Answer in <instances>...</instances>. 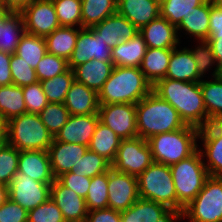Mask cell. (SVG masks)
I'll return each mask as SVG.
<instances>
[{
	"label": "cell",
	"instance_id": "f907efd6",
	"mask_svg": "<svg viewBox=\"0 0 222 222\" xmlns=\"http://www.w3.org/2000/svg\"><path fill=\"white\" fill-rule=\"evenodd\" d=\"M57 180L66 188L72 189L80 197L86 198L91 178L76 175L73 171L62 174Z\"/></svg>",
	"mask_w": 222,
	"mask_h": 222
},
{
	"label": "cell",
	"instance_id": "277c9868",
	"mask_svg": "<svg viewBox=\"0 0 222 222\" xmlns=\"http://www.w3.org/2000/svg\"><path fill=\"white\" fill-rule=\"evenodd\" d=\"M201 151L197 149L189 157L170 165L177 194V216L202 190L209 173L204 165Z\"/></svg>",
	"mask_w": 222,
	"mask_h": 222
},
{
	"label": "cell",
	"instance_id": "9a60e30c",
	"mask_svg": "<svg viewBox=\"0 0 222 222\" xmlns=\"http://www.w3.org/2000/svg\"><path fill=\"white\" fill-rule=\"evenodd\" d=\"M50 198L59 207L66 222H85L88 214L85 199L57 179L50 186Z\"/></svg>",
	"mask_w": 222,
	"mask_h": 222
},
{
	"label": "cell",
	"instance_id": "44dd1931",
	"mask_svg": "<svg viewBox=\"0 0 222 222\" xmlns=\"http://www.w3.org/2000/svg\"><path fill=\"white\" fill-rule=\"evenodd\" d=\"M117 13L140 30L160 16V0H117Z\"/></svg>",
	"mask_w": 222,
	"mask_h": 222
},
{
	"label": "cell",
	"instance_id": "60d3db41",
	"mask_svg": "<svg viewBox=\"0 0 222 222\" xmlns=\"http://www.w3.org/2000/svg\"><path fill=\"white\" fill-rule=\"evenodd\" d=\"M213 80L200 81L204 106L207 114H222V78L215 76Z\"/></svg>",
	"mask_w": 222,
	"mask_h": 222
},
{
	"label": "cell",
	"instance_id": "83f0119b",
	"mask_svg": "<svg viewBox=\"0 0 222 222\" xmlns=\"http://www.w3.org/2000/svg\"><path fill=\"white\" fill-rule=\"evenodd\" d=\"M171 53L172 49L147 47L139 68L152 86L166 77Z\"/></svg>",
	"mask_w": 222,
	"mask_h": 222
},
{
	"label": "cell",
	"instance_id": "7a4b0ae2",
	"mask_svg": "<svg viewBox=\"0 0 222 222\" xmlns=\"http://www.w3.org/2000/svg\"><path fill=\"white\" fill-rule=\"evenodd\" d=\"M152 87L139 67L114 66L98 93L99 105L137 104L152 91Z\"/></svg>",
	"mask_w": 222,
	"mask_h": 222
},
{
	"label": "cell",
	"instance_id": "2e32d148",
	"mask_svg": "<svg viewBox=\"0 0 222 222\" xmlns=\"http://www.w3.org/2000/svg\"><path fill=\"white\" fill-rule=\"evenodd\" d=\"M99 121L98 114L70 115L54 140L88 147Z\"/></svg>",
	"mask_w": 222,
	"mask_h": 222
},
{
	"label": "cell",
	"instance_id": "d6a6232c",
	"mask_svg": "<svg viewBox=\"0 0 222 222\" xmlns=\"http://www.w3.org/2000/svg\"><path fill=\"white\" fill-rule=\"evenodd\" d=\"M27 113L22 87L14 84L0 86V116L7 122Z\"/></svg>",
	"mask_w": 222,
	"mask_h": 222
},
{
	"label": "cell",
	"instance_id": "ba28073f",
	"mask_svg": "<svg viewBox=\"0 0 222 222\" xmlns=\"http://www.w3.org/2000/svg\"><path fill=\"white\" fill-rule=\"evenodd\" d=\"M189 222H222V177L206 180L197 196L184 208L179 220Z\"/></svg>",
	"mask_w": 222,
	"mask_h": 222
},
{
	"label": "cell",
	"instance_id": "f35d334b",
	"mask_svg": "<svg viewBox=\"0 0 222 222\" xmlns=\"http://www.w3.org/2000/svg\"><path fill=\"white\" fill-rule=\"evenodd\" d=\"M60 26L82 28V0H52Z\"/></svg>",
	"mask_w": 222,
	"mask_h": 222
},
{
	"label": "cell",
	"instance_id": "94428289",
	"mask_svg": "<svg viewBox=\"0 0 222 222\" xmlns=\"http://www.w3.org/2000/svg\"><path fill=\"white\" fill-rule=\"evenodd\" d=\"M212 6L222 7V0H209Z\"/></svg>",
	"mask_w": 222,
	"mask_h": 222
},
{
	"label": "cell",
	"instance_id": "5bb4252c",
	"mask_svg": "<svg viewBox=\"0 0 222 222\" xmlns=\"http://www.w3.org/2000/svg\"><path fill=\"white\" fill-rule=\"evenodd\" d=\"M110 46L92 28H79L76 45L70 59L69 68L74 69L89 60L112 62Z\"/></svg>",
	"mask_w": 222,
	"mask_h": 222
},
{
	"label": "cell",
	"instance_id": "7c38bea8",
	"mask_svg": "<svg viewBox=\"0 0 222 222\" xmlns=\"http://www.w3.org/2000/svg\"><path fill=\"white\" fill-rule=\"evenodd\" d=\"M20 13L28 34L45 38L60 27L52 0H34Z\"/></svg>",
	"mask_w": 222,
	"mask_h": 222
},
{
	"label": "cell",
	"instance_id": "ee69618b",
	"mask_svg": "<svg viewBox=\"0 0 222 222\" xmlns=\"http://www.w3.org/2000/svg\"><path fill=\"white\" fill-rule=\"evenodd\" d=\"M10 70L12 74V84L24 87L38 81L35 69L31 68L23 58L15 53L11 54Z\"/></svg>",
	"mask_w": 222,
	"mask_h": 222
},
{
	"label": "cell",
	"instance_id": "cb8c5ba5",
	"mask_svg": "<svg viewBox=\"0 0 222 222\" xmlns=\"http://www.w3.org/2000/svg\"><path fill=\"white\" fill-rule=\"evenodd\" d=\"M64 105L70 115L98 114V93L74 80L66 94Z\"/></svg>",
	"mask_w": 222,
	"mask_h": 222
},
{
	"label": "cell",
	"instance_id": "6125c7cd",
	"mask_svg": "<svg viewBox=\"0 0 222 222\" xmlns=\"http://www.w3.org/2000/svg\"><path fill=\"white\" fill-rule=\"evenodd\" d=\"M219 77L222 78V64L219 66Z\"/></svg>",
	"mask_w": 222,
	"mask_h": 222
},
{
	"label": "cell",
	"instance_id": "ac0fdd59",
	"mask_svg": "<svg viewBox=\"0 0 222 222\" xmlns=\"http://www.w3.org/2000/svg\"><path fill=\"white\" fill-rule=\"evenodd\" d=\"M88 147L76 143H65L53 139L49 146L51 170L57 179L64 173L73 171V166L84 156Z\"/></svg>",
	"mask_w": 222,
	"mask_h": 222
},
{
	"label": "cell",
	"instance_id": "91938a15",
	"mask_svg": "<svg viewBox=\"0 0 222 222\" xmlns=\"http://www.w3.org/2000/svg\"><path fill=\"white\" fill-rule=\"evenodd\" d=\"M9 199V186L0 183V207Z\"/></svg>",
	"mask_w": 222,
	"mask_h": 222
},
{
	"label": "cell",
	"instance_id": "30bf717a",
	"mask_svg": "<svg viewBox=\"0 0 222 222\" xmlns=\"http://www.w3.org/2000/svg\"><path fill=\"white\" fill-rule=\"evenodd\" d=\"M51 184L34 180L17 170L9 184V198L30 211L50 198Z\"/></svg>",
	"mask_w": 222,
	"mask_h": 222
},
{
	"label": "cell",
	"instance_id": "6f0895ef",
	"mask_svg": "<svg viewBox=\"0 0 222 222\" xmlns=\"http://www.w3.org/2000/svg\"><path fill=\"white\" fill-rule=\"evenodd\" d=\"M34 0H4L0 6L7 8L13 12H21L30 5Z\"/></svg>",
	"mask_w": 222,
	"mask_h": 222
},
{
	"label": "cell",
	"instance_id": "11a10c76",
	"mask_svg": "<svg viewBox=\"0 0 222 222\" xmlns=\"http://www.w3.org/2000/svg\"><path fill=\"white\" fill-rule=\"evenodd\" d=\"M10 59L11 54L0 51V86H7L12 84Z\"/></svg>",
	"mask_w": 222,
	"mask_h": 222
},
{
	"label": "cell",
	"instance_id": "603a6c76",
	"mask_svg": "<svg viewBox=\"0 0 222 222\" xmlns=\"http://www.w3.org/2000/svg\"><path fill=\"white\" fill-rule=\"evenodd\" d=\"M24 33L21 13L0 6V51L14 54Z\"/></svg>",
	"mask_w": 222,
	"mask_h": 222
},
{
	"label": "cell",
	"instance_id": "836d02e7",
	"mask_svg": "<svg viewBox=\"0 0 222 222\" xmlns=\"http://www.w3.org/2000/svg\"><path fill=\"white\" fill-rule=\"evenodd\" d=\"M47 53L44 37L24 33L18 43L15 54L24 59L28 65L36 69L41 58Z\"/></svg>",
	"mask_w": 222,
	"mask_h": 222
},
{
	"label": "cell",
	"instance_id": "816d5d0a",
	"mask_svg": "<svg viewBox=\"0 0 222 222\" xmlns=\"http://www.w3.org/2000/svg\"><path fill=\"white\" fill-rule=\"evenodd\" d=\"M28 211L10 198L0 207V222H27Z\"/></svg>",
	"mask_w": 222,
	"mask_h": 222
},
{
	"label": "cell",
	"instance_id": "7dc6e473",
	"mask_svg": "<svg viewBox=\"0 0 222 222\" xmlns=\"http://www.w3.org/2000/svg\"><path fill=\"white\" fill-rule=\"evenodd\" d=\"M27 113L39 114L49 103L40 81L22 87Z\"/></svg>",
	"mask_w": 222,
	"mask_h": 222
},
{
	"label": "cell",
	"instance_id": "4fadbf2b",
	"mask_svg": "<svg viewBox=\"0 0 222 222\" xmlns=\"http://www.w3.org/2000/svg\"><path fill=\"white\" fill-rule=\"evenodd\" d=\"M108 208L122 212L131 207L139 198L137 177L108 170Z\"/></svg>",
	"mask_w": 222,
	"mask_h": 222
},
{
	"label": "cell",
	"instance_id": "3957f363",
	"mask_svg": "<svg viewBox=\"0 0 222 222\" xmlns=\"http://www.w3.org/2000/svg\"><path fill=\"white\" fill-rule=\"evenodd\" d=\"M137 136L145 140L184 128L186 124L167 101L151 91L136 104Z\"/></svg>",
	"mask_w": 222,
	"mask_h": 222
},
{
	"label": "cell",
	"instance_id": "8fae6325",
	"mask_svg": "<svg viewBox=\"0 0 222 222\" xmlns=\"http://www.w3.org/2000/svg\"><path fill=\"white\" fill-rule=\"evenodd\" d=\"M98 115L100 122L109 127L121 140L137 137L136 104L99 105Z\"/></svg>",
	"mask_w": 222,
	"mask_h": 222
},
{
	"label": "cell",
	"instance_id": "e0dca14e",
	"mask_svg": "<svg viewBox=\"0 0 222 222\" xmlns=\"http://www.w3.org/2000/svg\"><path fill=\"white\" fill-rule=\"evenodd\" d=\"M173 220H179V217L168 207L141 198L121 212V222H174Z\"/></svg>",
	"mask_w": 222,
	"mask_h": 222
},
{
	"label": "cell",
	"instance_id": "ffe728a7",
	"mask_svg": "<svg viewBox=\"0 0 222 222\" xmlns=\"http://www.w3.org/2000/svg\"><path fill=\"white\" fill-rule=\"evenodd\" d=\"M139 33L149 48L174 49L180 43L177 27L161 16L143 26Z\"/></svg>",
	"mask_w": 222,
	"mask_h": 222
},
{
	"label": "cell",
	"instance_id": "9f6ffc18",
	"mask_svg": "<svg viewBox=\"0 0 222 222\" xmlns=\"http://www.w3.org/2000/svg\"><path fill=\"white\" fill-rule=\"evenodd\" d=\"M208 41L211 44L217 62L212 75L213 77L219 76V66L222 64V36H209Z\"/></svg>",
	"mask_w": 222,
	"mask_h": 222
},
{
	"label": "cell",
	"instance_id": "c3c4849f",
	"mask_svg": "<svg viewBox=\"0 0 222 222\" xmlns=\"http://www.w3.org/2000/svg\"><path fill=\"white\" fill-rule=\"evenodd\" d=\"M27 222H66V220L59 207L49 198L45 203L28 211Z\"/></svg>",
	"mask_w": 222,
	"mask_h": 222
},
{
	"label": "cell",
	"instance_id": "74e56055",
	"mask_svg": "<svg viewBox=\"0 0 222 222\" xmlns=\"http://www.w3.org/2000/svg\"><path fill=\"white\" fill-rule=\"evenodd\" d=\"M110 168L111 163L107 159L88 149L77 165L73 166V172L76 175L93 178L107 172Z\"/></svg>",
	"mask_w": 222,
	"mask_h": 222
},
{
	"label": "cell",
	"instance_id": "e575fe53",
	"mask_svg": "<svg viewBox=\"0 0 222 222\" xmlns=\"http://www.w3.org/2000/svg\"><path fill=\"white\" fill-rule=\"evenodd\" d=\"M74 72L68 69L54 78L40 81L49 103H64L67 92L74 82Z\"/></svg>",
	"mask_w": 222,
	"mask_h": 222
},
{
	"label": "cell",
	"instance_id": "f546056e",
	"mask_svg": "<svg viewBox=\"0 0 222 222\" xmlns=\"http://www.w3.org/2000/svg\"><path fill=\"white\" fill-rule=\"evenodd\" d=\"M209 18H210V2L207 0L201 5L193 8V10L183 18L177 26V32L181 29L185 30L190 37L195 39L208 40L209 38Z\"/></svg>",
	"mask_w": 222,
	"mask_h": 222
},
{
	"label": "cell",
	"instance_id": "f6af8a7d",
	"mask_svg": "<svg viewBox=\"0 0 222 222\" xmlns=\"http://www.w3.org/2000/svg\"><path fill=\"white\" fill-rule=\"evenodd\" d=\"M201 141H214L222 137V114L209 113L195 126Z\"/></svg>",
	"mask_w": 222,
	"mask_h": 222
},
{
	"label": "cell",
	"instance_id": "5b68a950",
	"mask_svg": "<svg viewBox=\"0 0 222 222\" xmlns=\"http://www.w3.org/2000/svg\"><path fill=\"white\" fill-rule=\"evenodd\" d=\"M196 139V128L186 125L179 130L154 135L147 139V143L153 161L170 166L189 157L198 149Z\"/></svg>",
	"mask_w": 222,
	"mask_h": 222
},
{
	"label": "cell",
	"instance_id": "8992f818",
	"mask_svg": "<svg viewBox=\"0 0 222 222\" xmlns=\"http://www.w3.org/2000/svg\"><path fill=\"white\" fill-rule=\"evenodd\" d=\"M7 143L19 151H48L53 136L39 114L25 113L7 122Z\"/></svg>",
	"mask_w": 222,
	"mask_h": 222
},
{
	"label": "cell",
	"instance_id": "7bdbcfd3",
	"mask_svg": "<svg viewBox=\"0 0 222 222\" xmlns=\"http://www.w3.org/2000/svg\"><path fill=\"white\" fill-rule=\"evenodd\" d=\"M68 69L69 64L67 60L47 52L39 61L35 71L38 81H43L54 78Z\"/></svg>",
	"mask_w": 222,
	"mask_h": 222
},
{
	"label": "cell",
	"instance_id": "8d00e7d4",
	"mask_svg": "<svg viewBox=\"0 0 222 222\" xmlns=\"http://www.w3.org/2000/svg\"><path fill=\"white\" fill-rule=\"evenodd\" d=\"M108 171L91 178L85 203L88 211L108 208Z\"/></svg>",
	"mask_w": 222,
	"mask_h": 222
},
{
	"label": "cell",
	"instance_id": "681fc988",
	"mask_svg": "<svg viewBox=\"0 0 222 222\" xmlns=\"http://www.w3.org/2000/svg\"><path fill=\"white\" fill-rule=\"evenodd\" d=\"M200 42L201 44L199 43V46L190 51L195 60L198 74L203 77V74L211 68L210 66L216 63V59L210 42L208 40H200Z\"/></svg>",
	"mask_w": 222,
	"mask_h": 222
},
{
	"label": "cell",
	"instance_id": "7402d4cb",
	"mask_svg": "<svg viewBox=\"0 0 222 222\" xmlns=\"http://www.w3.org/2000/svg\"><path fill=\"white\" fill-rule=\"evenodd\" d=\"M17 170L39 182L53 183L55 181L48 151H20Z\"/></svg>",
	"mask_w": 222,
	"mask_h": 222
},
{
	"label": "cell",
	"instance_id": "ab89813d",
	"mask_svg": "<svg viewBox=\"0 0 222 222\" xmlns=\"http://www.w3.org/2000/svg\"><path fill=\"white\" fill-rule=\"evenodd\" d=\"M39 115L54 138L68 121L70 113L64 103H48Z\"/></svg>",
	"mask_w": 222,
	"mask_h": 222
},
{
	"label": "cell",
	"instance_id": "1f68e13d",
	"mask_svg": "<svg viewBox=\"0 0 222 222\" xmlns=\"http://www.w3.org/2000/svg\"><path fill=\"white\" fill-rule=\"evenodd\" d=\"M117 13V0H82V28H91Z\"/></svg>",
	"mask_w": 222,
	"mask_h": 222
},
{
	"label": "cell",
	"instance_id": "f5cc1de1",
	"mask_svg": "<svg viewBox=\"0 0 222 222\" xmlns=\"http://www.w3.org/2000/svg\"><path fill=\"white\" fill-rule=\"evenodd\" d=\"M85 222H121V212L111 208L88 211Z\"/></svg>",
	"mask_w": 222,
	"mask_h": 222
},
{
	"label": "cell",
	"instance_id": "52a82bcc",
	"mask_svg": "<svg viewBox=\"0 0 222 222\" xmlns=\"http://www.w3.org/2000/svg\"><path fill=\"white\" fill-rule=\"evenodd\" d=\"M137 182L141 199L163 204L177 215V194L169 165L153 162Z\"/></svg>",
	"mask_w": 222,
	"mask_h": 222
},
{
	"label": "cell",
	"instance_id": "d590c367",
	"mask_svg": "<svg viewBox=\"0 0 222 222\" xmlns=\"http://www.w3.org/2000/svg\"><path fill=\"white\" fill-rule=\"evenodd\" d=\"M207 0H160V16L176 27L183 18Z\"/></svg>",
	"mask_w": 222,
	"mask_h": 222
},
{
	"label": "cell",
	"instance_id": "d6986e66",
	"mask_svg": "<svg viewBox=\"0 0 222 222\" xmlns=\"http://www.w3.org/2000/svg\"><path fill=\"white\" fill-rule=\"evenodd\" d=\"M110 48L134 37L139 30L125 17L115 13L91 27Z\"/></svg>",
	"mask_w": 222,
	"mask_h": 222
},
{
	"label": "cell",
	"instance_id": "bcb514c9",
	"mask_svg": "<svg viewBox=\"0 0 222 222\" xmlns=\"http://www.w3.org/2000/svg\"><path fill=\"white\" fill-rule=\"evenodd\" d=\"M204 150L201 154L207 157L208 164H204L209 175L222 177V137L214 141H202ZM205 153V154H204Z\"/></svg>",
	"mask_w": 222,
	"mask_h": 222
},
{
	"label": "cell",
	"instance_id": "4316f807",
	"mask_svg": "<svg viewBox=\"0 0 222 222\" xmlns=\"http://www.w3.org/2000/svg\"><path fill=\"white\" fill-rule=\"evenodd\" d=\"M165 78L185 82H200L202 80L190 49L178 50L177 47L172 49Z\"/></svg>",
	"mask_w": 222,
	"mask_h": 222
},
{
	"label": "cell",
	"instance_id": "4dcf8cb0",
	"mask_svg": "<svg viewBox=\"0 0 222 222\" xmlns=\"http://www.w3.org/2000/svg\"><path fill=\"white\" fill-rule=\"evenodd\" d=\"M121 139L109 127L99 121L88 149L103 156L110 163L116 158Z\"/></svg>",
	"mask_w": 222,
	"mask_h": 222
},
{
	"label": "cell",
	"instance_id": "f1b7e54d",
	"mask_svg": "<svg viewBox=\"0 0 222 222\" xmlns=\"http://www.w3.org/2000/svg\"><path fill=\"white\" fill-rule=\"evenodd\" d=\"M79 29L60 26L45 37L47 52L69 60L74 51Z\"/></svg>",
	"mask_w": 222,
	"mask_h": 222
},
{
	"label": "cell",
	"instance_id": "6da1fadb",
	"mask_svg": "<svg viewBox=\"0 0 222 222\" xmlns=\"http://www.w3.org/2000/svg\"><path fill=\"white\" fill-rule=\"evenodd\" d=\"M152 91L175 108L186 125L195 127L207 114L200 82L163 78Z\"/></svg>",
	"mask_w": 222,
	"mask_h": 222
},
{
	"label": "cell",
	"instance_id": "d4e9b609",
	"mask_svg": "<svg viewBox=\"0 0 222 222\" xmlns=\"http://www.w3.org/2000/svg\"><path fill=\"white\" fill-rule=\"evenodd\" d=\"M113 67L112 62L89 60L73 69L74 79L99 93L110 77Z\"/></svg>",
	"mask_w": 222,
	"mask_h": 222
},
{
	"label": "cell",
	"instance_id": "484cf974",
	"mask_svg": "<svg viewBox=\"0 0 222 222\" xmlns=\"http://www.w3.org/2000/svg\"><path fill=\"white\" fill-rule=\"evenodd\" d=\"M146 50V42L138 32L131 39L121 41L116 47L112 48V63L114 66L140 67Z\"/></svg>",
	"mask_w": 222,
	"mask_h": 222
},
{
	"label": "cell",
	"instance_id": "b9f144b4",
	"mask_svg": "<svg viewBox=\"0 0 222 222\" xmlns=\"http://www.w3.org/2000/svg\"><path fill=\"white\" fill-rule=\"evenodd\" d=\"M20 151L8 143L0 146V183L8 185L11 183L18 169Z\"/></svg>",
	"mask_w": 222,
	"mask_h": 222
},
{
	"label": "cell",
	"instance_id": "680465c9",
	"mask_svg": "<svg viewBox=\"0 0 222 222\" xmlns=\"http://www.w3.org/2000/svg\"><path fill=\"white\" fill-rule=\"evenodd\" d=\"M7 121L0 116V145L7 143Z\"/></svg>",
	"mask_w": 222,
	"mask_h": 222
},
{
	"label": "cell",
	"instance_id": "9c48e42d",
	"mask_svg": "<svg viewBox=\"0 0 222 222\" xmlns=\"http://www.w3.org/2000/svg\"><path fill=\"white\" fill-rule=\"evenodd\" d=\"M153 156L147 140L141 137L122 139L111 167L118 172L138 177L152 163Z\"/></svg>",
	"mask_w": 222,
	"mask_h": 222
},
{
	"label": "cell",
	"instance_id": "db71d44e",
	"mask_svg": "<svg viewBox=\"0 0 222 222\" xmlns=\"http://www.w3.org/2000/svg\"><path fill=\"white\" fill-rule=\"evenodd\" d=\"M209 36H222V7L210 4Z\"/></svg>",
	"mask_w": 222,
	"mask_h": 222
}]
</instances>
